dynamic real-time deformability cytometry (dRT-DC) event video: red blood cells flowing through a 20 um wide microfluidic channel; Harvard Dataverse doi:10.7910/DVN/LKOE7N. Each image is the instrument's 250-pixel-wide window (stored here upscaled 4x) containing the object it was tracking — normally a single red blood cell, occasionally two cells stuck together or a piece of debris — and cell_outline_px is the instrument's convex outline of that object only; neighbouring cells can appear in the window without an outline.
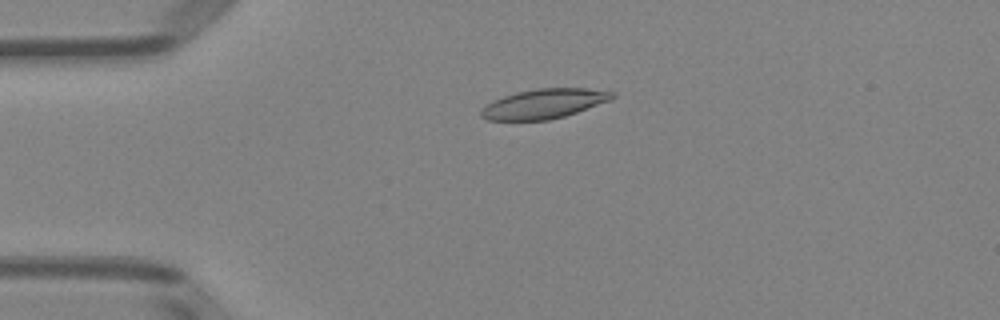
{"species": "Egyptian fruit bat (a non-hibernating species)", "species_latin": "Rousettus aegyptiacus", "temperature_condition": "room temperature", "stored_images_in_passage": 51, "camera_frame_rate_fps": 3000, "um_per_image_px": 0.085, "animal": {"sex": "female"}, "frame": {"image": 1, "passage_image": 12, "time_ms": 3.667, "image_size_px": [1000, 320], "cell_outline_px": [[616, 96], [612, 100], [564, 116], [548, 120], [488, 120], [480, 116], [480, 108], [492, 100], [516, 92], [536, 88], [588, 88], [616, 92]], "centroid_in_image_um": [46.24, 8.81], "position_along_channel_um": 38.8, "area_um2": 22.83}}
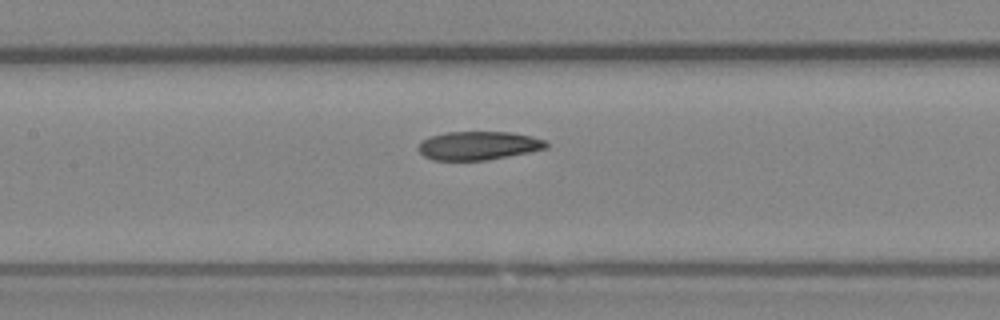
{"frame": {"image": 2, "passage_image": 24, "time_ms": 7.667, "image_size_px": [1000, 320], "cell_outline_px": [[548, 148], [508, 156], [484, 160], [432, 160], [424, 156], [416, 148], [424, 140], [432, 136], [448, 132], [508, 132], [532, 136], [544, 140], [548, 144]], "centroid_in_image_um": [40.67, 12.38], "position_along_channel_um": 166.7, "area_um2": 21.04}}
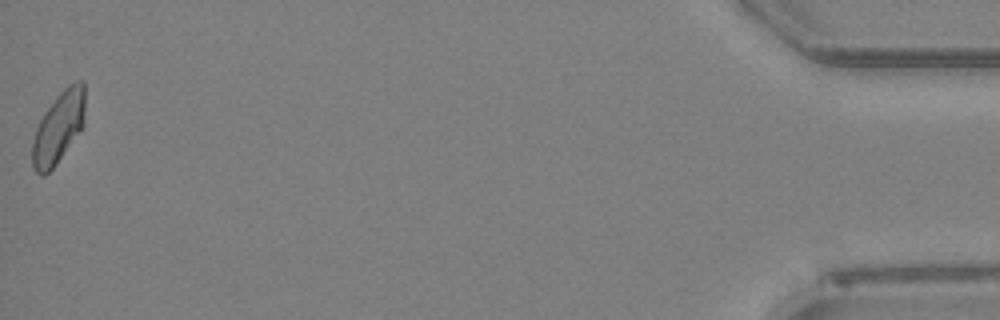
{"frame": {"image": 3, "passage_image": 51, "time_ms": 16.667, "image_size_px": [1000, 320], "cell_outline_px": [[84, 128], [56, 164], [44, 176], [40, 176], [32, 168], [32, 140], [36, 128], [44, 112], [56, 96], [68, 84], [76, 80], [84, 80]], "centroid_in_image_um": [4.98, 10.84], "position_along_channel_um": 430.2, "area_um2": 22.31}, "authors_computed_cell_mechanics": {"area_um2": 22.3108, "velocity_mm_per_s": 3.9893, "shape_relaxation_time_tau1_ms": 9.4094, "shape_relaxation_time_tau2_ms": 6.4534, "deformation_change_tau1": 0.1855, "deformation_change_tau2": 0.1273}}